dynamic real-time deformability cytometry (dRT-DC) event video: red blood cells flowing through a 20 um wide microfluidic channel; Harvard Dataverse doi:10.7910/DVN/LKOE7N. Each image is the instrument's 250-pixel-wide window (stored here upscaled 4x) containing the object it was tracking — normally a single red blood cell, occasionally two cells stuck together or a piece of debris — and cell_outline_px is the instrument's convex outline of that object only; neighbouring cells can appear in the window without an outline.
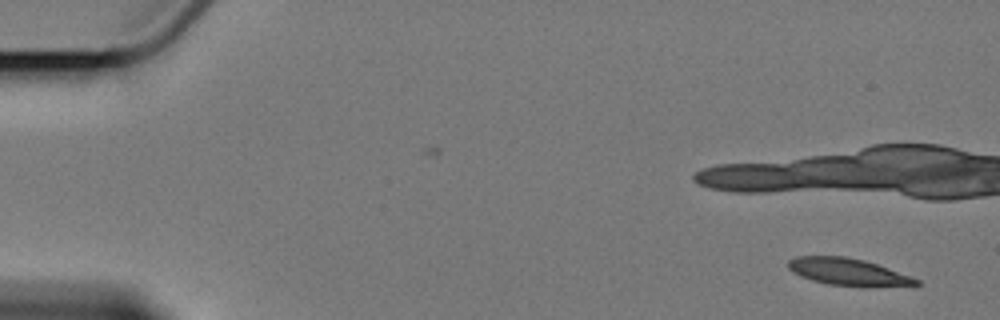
{"species": "Egyptian fruit bat (a non-hibernating species)", "species_latin": "Rousettus aegyptiacus", "temperature_condition": "cold", "stored_images_in_passage": 4, "camera_frame_rate_fps": 3000, "um_per_image_px": 0.085, "animal": {"sex": "female"}, "frame": {"image": 1, "passage_image": 1, "time_ms": 0.0, "image_size_px": [1000, 320], "cell_outline_px": [[920, 284], [864, 288], [828, 284], [812, 280], [800, 276], [792, 272], [788, 268], [788, 260], [796, 256], [844, 256], [864, 260], [912, 276], [920, 280]], "centroid_in_image_um": [72.09, 23.13], "position_along_channel_um": 12.9, "area_um2": 20.46}}